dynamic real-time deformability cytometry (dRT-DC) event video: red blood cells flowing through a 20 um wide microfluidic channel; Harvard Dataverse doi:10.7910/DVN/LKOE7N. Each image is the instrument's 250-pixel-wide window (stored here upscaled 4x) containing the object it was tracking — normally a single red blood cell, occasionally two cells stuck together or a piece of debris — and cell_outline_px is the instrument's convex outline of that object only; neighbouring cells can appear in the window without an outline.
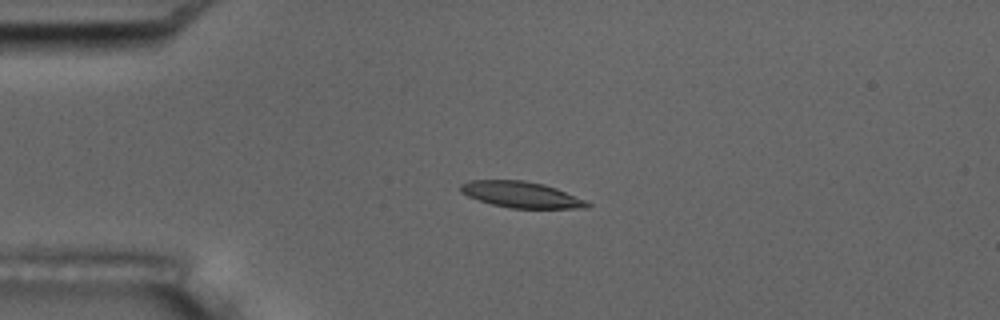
{"species": "common noctule bat (a hibernating species)", "species_latin": "Nyctalus noctula", "temperature_condition": "room temperature", "stored_images_in_passage": 4, "camera_frame_rate_fps": 3000, "um_per_image_px": 0.085, "animal": {"sex": "male", "body_mass_g": 17.5, "forearm_length_mm": 52.3}, "frame": {"image": 1, "passage_image": 3, "time_ms": 2.333, "image_size_px": [1000, 320], "cell_outline_px": [[592, 204], [588, 208], [512, 208], [492, 204], [468, 196], [460, 192], [460, 184], [468, 180], [524, 180], [544, 184], [556, 188], [584, 200]], "centroid_in_image_um": [44.28, 16.53], "position_along_channel_um": 40.7, "area_um2": 19.13}}